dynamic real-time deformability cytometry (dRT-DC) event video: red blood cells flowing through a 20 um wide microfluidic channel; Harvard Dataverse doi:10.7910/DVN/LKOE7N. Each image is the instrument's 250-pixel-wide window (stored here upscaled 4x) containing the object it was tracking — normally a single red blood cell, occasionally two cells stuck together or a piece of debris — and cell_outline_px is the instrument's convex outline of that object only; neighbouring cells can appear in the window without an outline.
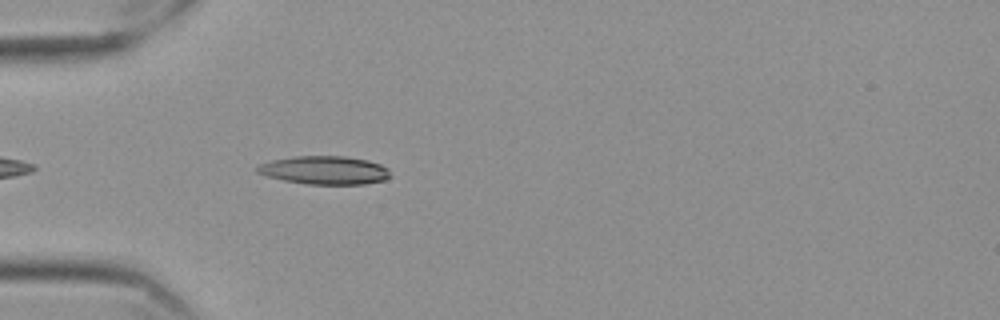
{"species": "Egyptian fruit bat (a non-hibernating species)", "species_latin": "Rousettus aegyptiacus", "temperature_condition": "cold", "stored_images_in_passage": 8, "camera_frame_rate_fps": 3000, "um_per_image_px": 0.085, "frame": {"image": 1, "passage_image": 4, "time_ms": 1.0, "image_size_px": [1000, 320], "cell_outline_px": [[392, 176], [384, 180], [364, 184], [308, 184], [284, 180], [268, 176], [256, 172], [256, 168], [260, 164], [272, 160], [296, 156], [344, 156], [368, 160], [380, 164], [388, 168]], "centroid_in_image_um": [27.63, 14.46], "position_along_channel_um": 57.4, "area_um2": 21.91}}
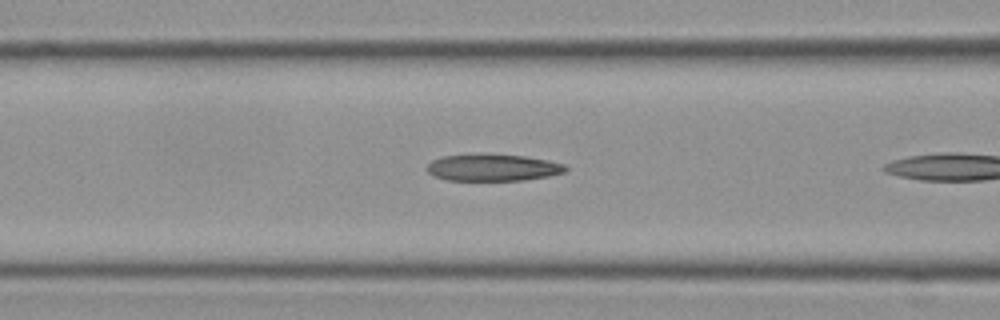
{"frame": {"image": 2, "passage_image": 7, "time_ms": 2.0, "image_size_px": [1000, 320], "cell_outline_px": [[568, 168], [564, 172], [548, 176], [524, 180], [448, 180], [432, 176], [428, 172], [428, 164], [432, 160], [440, 156], [524, 156], [548, 160], [564, 164]], "centroid_in_image_um": [41.9, 14.27], "position_along_channel_um": 124.7, "area_um2": 20.92}}